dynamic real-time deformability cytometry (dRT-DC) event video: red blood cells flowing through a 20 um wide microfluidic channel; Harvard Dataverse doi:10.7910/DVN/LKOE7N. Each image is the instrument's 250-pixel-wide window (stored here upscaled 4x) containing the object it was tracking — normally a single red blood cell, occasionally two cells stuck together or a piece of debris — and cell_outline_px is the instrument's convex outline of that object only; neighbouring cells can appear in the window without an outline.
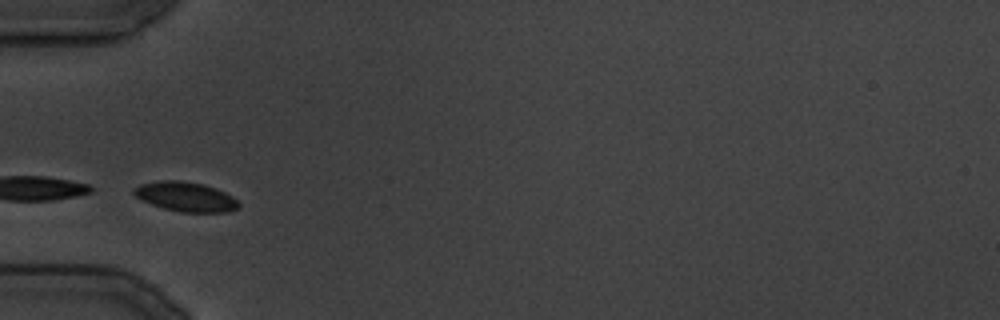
{"species": "common noctule bat (a hibernating species)", "species_latin": "Nyctalus noctula", "temperature_condition": "cold", "stored_images_in_passage": 6, "camera_frame_rate_fps": 3000, "um_per_image_px": 0.085, "animal": {"sex": "male", "body_mass_g": 19.5, "forearm_length_mm": 54.6}, "frame": {"image": 1, "passage_image": 1, "time_ms": 0.0, "image_size_px": [1000, 320], "cell_outline_px": [[240, 204], [236, 208], [228, 212], [180, 212], [164, 208], [152, 204], [136, 196], [132, 192], [132, 188], [140, 184], [156, 180], [180, 180], [204, 184], [216, 188], [232, 196]], "centroid_in_image_um": [15.76, 16.7], "position_along_channel_um": 69.2, "area_um2": 18.03}}